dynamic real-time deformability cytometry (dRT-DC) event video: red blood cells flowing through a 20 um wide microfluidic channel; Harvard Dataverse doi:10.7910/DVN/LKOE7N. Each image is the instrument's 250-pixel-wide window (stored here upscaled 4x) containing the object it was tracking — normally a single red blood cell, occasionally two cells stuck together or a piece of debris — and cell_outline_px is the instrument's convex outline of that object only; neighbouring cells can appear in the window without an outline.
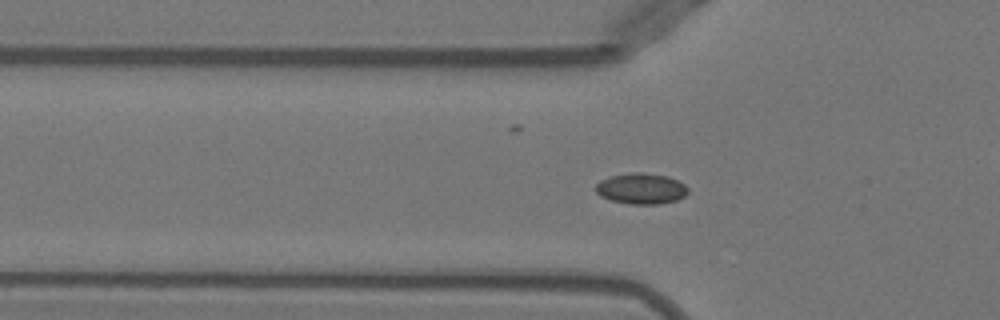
{"species": "Egyptian fruit bat (a non-hibernating species)", "species_latin": "Rousettus aegyptiacus", "temperature_condition": "warm", "stored_images_in_passage": 46, "camera_frame_rate_fps": 3000, "um_per_image_px": 0.085, "animal": {"sex": "female"}, "frame": {"image": 1, "passage_image": 10, "time_ms": 3.0, "image_size_px": [1000, 320], "cell_outline_px": [[688, 192], [684, 196], [676, 200], [660, 204], [628, 204], [612, 200], [600, 196], [596, 192], [596, 184], [600, 180], [612, 176], [636, 172], [640, 172], [668, 176], [684, 184], [688, 188]], "centroid_in_image_um": [54.5, 16.04], "position_along_channel_um": 71.3, "area_um2": 16.47}}
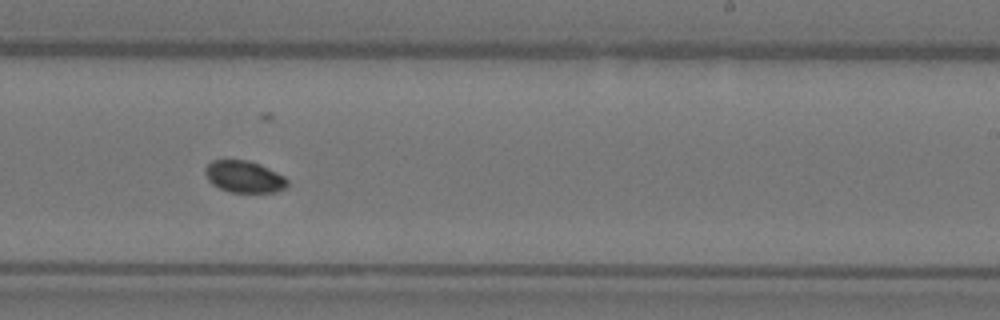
{"frame": {"image": 2, "passage_image": 25, "time_ms": 8.0, "image_size_px": [1000, 320], "cell_outline_px": [[288, 184], [284, 188], [276, 192], [228, 192], [212, 184], [208, 180], [204, 172], [204, 168], [212, 160], [248, 160], [260, 164], [284, 176], [288, 180]], "centroid_in_image_um": [20.73, 15.02], "position_along_channel_um": 268.3, "area_um2": 15.26}}
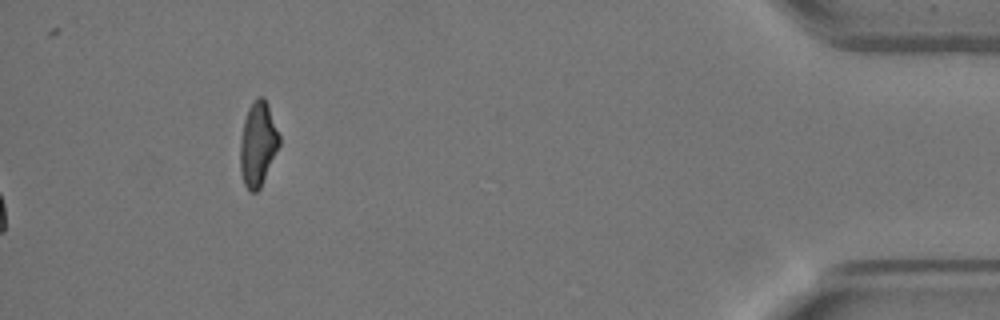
{"frame": {"image": 3, "passage_image": 46, "time_ms": 15.0, "image_size_px": [1000, 320], "cell_outline_px": [[280, 144], [260, 188], [256, 192], [248, 192], [244, 184], [240, 172], [240, 140], [244, 120], [248, 108], [260, 96], [264, 96], [268, 104], [280, 136]], "centroid_in_image_um": [21.91, 12.26], "position_along_channel_um": 413.3, "area_um2": 19.19}, "authors_computed_cell_mechanics": {"area_um2": 15.5482, "velocity_mm_per_s": 3.9339, "shape_relaxation_time_tau1_ms": 3.2008, "shape_relaxation_time_tau2_ms": null, "deformation_change_tau1": 0.0693, "deformation_change_tau2": null}}